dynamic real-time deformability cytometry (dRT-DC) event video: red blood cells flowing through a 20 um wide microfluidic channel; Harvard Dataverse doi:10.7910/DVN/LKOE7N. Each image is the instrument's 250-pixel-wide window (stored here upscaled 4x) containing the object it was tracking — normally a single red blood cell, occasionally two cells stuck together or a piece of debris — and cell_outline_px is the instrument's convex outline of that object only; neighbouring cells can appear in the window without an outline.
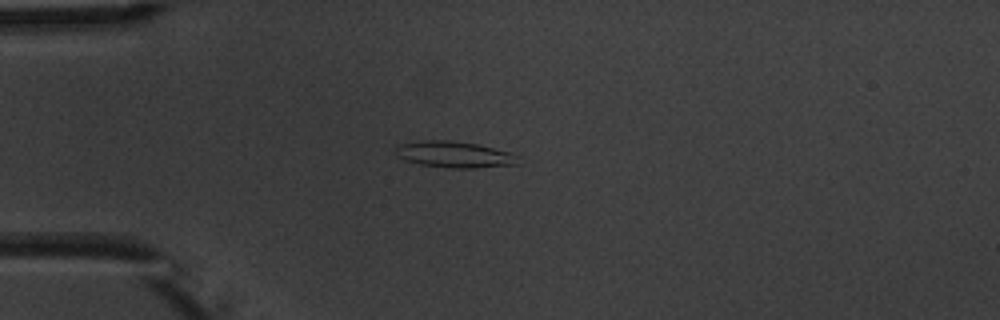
{"species": "common noctule bat (a hibernating species)", "species_latin": "Nyctalus noctula", "temperature_condition": "warm", "stored_images_in_passage": 6, "camera_frame_rate_fps": 3000, "um_per_image_px": 0.085, "animal": {"sex": "male", "body_mass_g": 20.1, "forearm_length_mm": 53.5}, "frame": {"image": 1, "passage_image": 4, "time_ms": 3.667, "image_size_px": [1000, 320], "cell_outline_px": [[520, 164], [472, 168], [452, 168], [420, 164], [404, 160], [396, 156], [396, 144], [420, 140], [452, 140], [476, 144], [508, 152], [520, 156]], "centroid_in_image_um": [38.6, 13.12], "position_along_channel_um": 46.4, "area_um2": 18.9}}
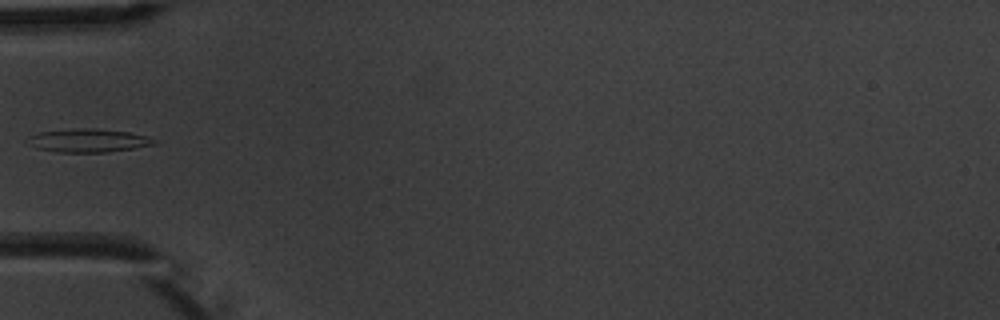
{"frame": {"image": 2, "passage_image": 5, "time_ms": 5.0, "image_size_px": [1000, 320], "cell_outline_px": [[156, 144], [108, 152], [56, 152], [36, 148], [28, 136], [40, 132], [72, 128], [96, 128], [128, 132], [148, 136], [156, 140]], "centroid_in_image_um": [7.55, 11.93], "position_along_channel_um": 77.5, "area_um2": 17.05}}